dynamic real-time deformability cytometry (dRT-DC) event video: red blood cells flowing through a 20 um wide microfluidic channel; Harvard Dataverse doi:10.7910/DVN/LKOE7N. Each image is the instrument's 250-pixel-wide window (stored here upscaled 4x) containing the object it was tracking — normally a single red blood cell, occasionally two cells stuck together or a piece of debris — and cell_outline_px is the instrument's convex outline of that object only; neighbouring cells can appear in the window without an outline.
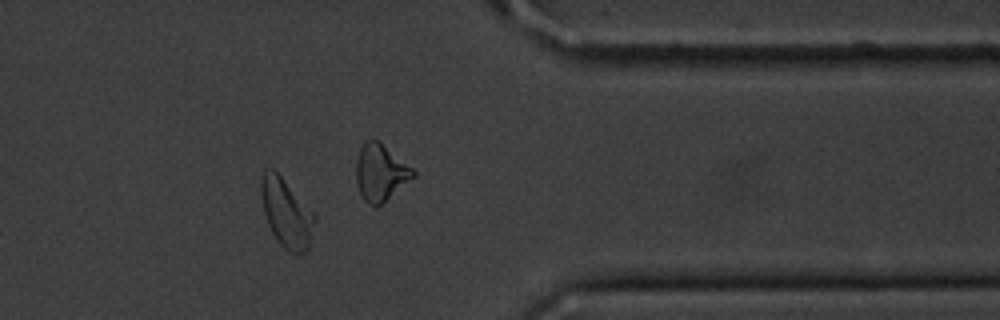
{"species": "common noctule bat (a hibernating species)", "species_latin": "Nyctalus noctula", "temperature_condition": "cold", "stored_images_in_passage": 15, "camera_frame_rate_fps": 3000, "um_per_image_px": 0.085, "animal": {"sex": "male", "body_mass_g": 20.1, "forearm_length_mm": 53.5}, "frame": {"image": 1, "passage_image": 13, "time_ms": 14.667, "image_size_px": [1000, 320], "cell_outline_px": [[316, 220], [308, 248], [304, 252], [288, 252], [280, 244], [272, 232], [268, 224], [264, 212], [260, 192], [260, 176], [264, 168], [272, 168], [316, 212]], "centroid_in_image_um": [24.35, 18.06], "position_along_channel_um": 387.1, "area_um2": 21.62}, "authors_computed_cell_mechanics": {"area_um2": 20.6924, "velocity_mm_per_s": 3.6017, "shape_relaxation_time_tau1_ms": 6.7507, "shape_relaxation_time_tau2_ms": null, "deformation_change_tau1": 0.1343, "deformation_change_tau2": null}}